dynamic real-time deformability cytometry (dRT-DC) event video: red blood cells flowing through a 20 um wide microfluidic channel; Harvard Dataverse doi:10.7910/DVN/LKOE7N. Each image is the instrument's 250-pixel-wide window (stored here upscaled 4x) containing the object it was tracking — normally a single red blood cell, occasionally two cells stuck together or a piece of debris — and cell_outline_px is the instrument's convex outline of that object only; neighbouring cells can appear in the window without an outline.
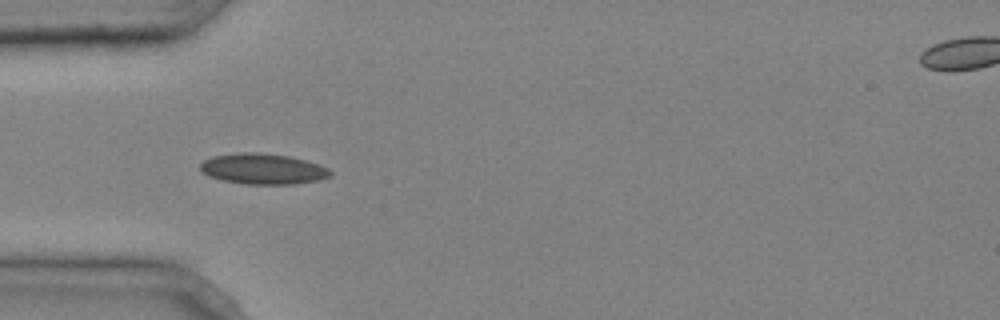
{"species": "common noctule bat (a hibernating species)", "species_latin": "Nyctalus noctula", "temperature_condition": "cold", "stored_images_in_passage": 2, "camera_frame_rate_fps": 3000, "um_per_image_px": 0.085, "animal": {"sex": "male", "body_mass_g": 20.4}, "frame": {"image": 1, "passage_image": 2, "time_ms": 0.333, "image_size_px": [1000, 320], "cell_outline_px": [[332, 176], [320, 180], [292, 184], [244, 184], [224, 180], [208, 176], [200, 168], [200, 164], [204, 160], [212, 156], [244, 152], [256, 152], [288, 156], [320, 164], [328, 168], [332, 172]], "centroid_in_image_um": [22.38, 14.36], "position_along_channel_um": 62.6, "area_um2": 23.18}}